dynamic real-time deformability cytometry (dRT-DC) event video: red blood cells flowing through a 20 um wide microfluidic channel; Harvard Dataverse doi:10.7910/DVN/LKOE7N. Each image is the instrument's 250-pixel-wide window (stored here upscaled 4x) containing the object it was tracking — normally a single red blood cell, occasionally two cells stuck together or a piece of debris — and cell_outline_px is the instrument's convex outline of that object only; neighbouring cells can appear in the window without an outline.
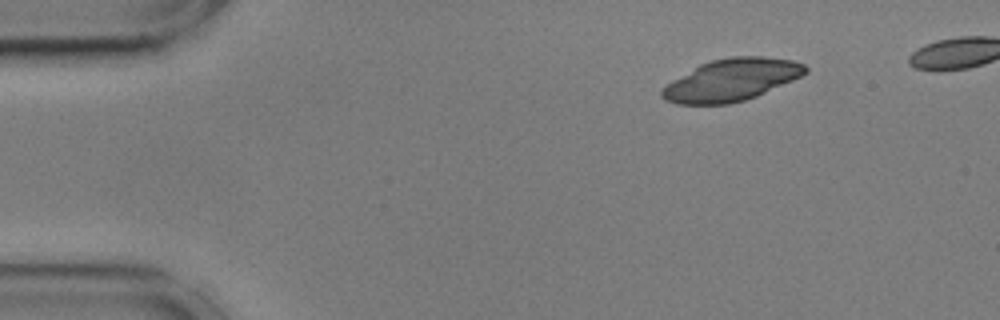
{"species": "common noctule bat (a hibernating species)", "species_latin": "Nyctalus noctula", "temperature_condition": "cold", "stored_images_in_passage": 44, "camera_frame_rate_fps": 3000, "um_per_image_px": 0.085, "animal": {"sex": "male", "body_mass_g": 17.9, "forearm_length_mm": 54.2}, "frame": {"image": 1, "passage_image": 1, "time_ms": 0.0, "image_size_px": [1000, 320], "cell_outline_px": [[808, 72], [792, 80], [756, 96], [744, 100], [728, 104], [676, 104], [664, 100], [660, 96], [660, 88], [672, 80], [700, 64], [712, 60], [732, 56], [760, 56], [792, 60], [804, 64], [808, 68]], "centroid_in_image_um": [62.13, 6.8], "position_along_channel_um": 22.9, "area_um2": 35.08}}